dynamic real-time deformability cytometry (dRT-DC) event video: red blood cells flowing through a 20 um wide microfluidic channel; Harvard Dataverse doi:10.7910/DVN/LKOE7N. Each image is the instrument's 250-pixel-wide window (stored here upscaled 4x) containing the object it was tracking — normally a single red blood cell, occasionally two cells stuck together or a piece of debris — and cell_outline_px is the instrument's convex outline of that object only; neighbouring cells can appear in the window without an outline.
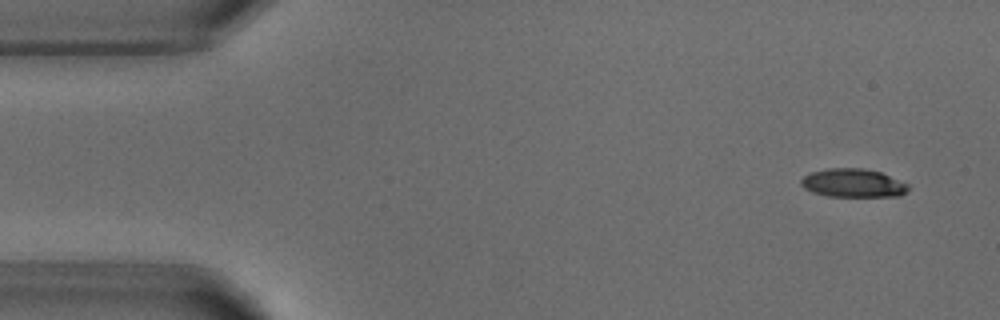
{"species": "common noctule bat (a hibernating species)", "species_latin": "Nyctalus noctula", "temperature_condition": "warm", "stored_images_in_passage": 4, "camera_frame_rate_fps": 3000, "um_per_image_px": 0.085, "animal": {"sex": "male", "body_mass_g": 18.8}, "frame": {"image": 1, "passage_image": 1, "time_ms": 0.0, "image_size_px": [1000, 320], "cell_outline_px": [[908, 188], [900, 196], [828, 196], [812, 192], [804, 188], [800, 184], [800, 180], [804, 176], [812, 172], [828, 168], [864, 168], [880, 172], [908, 184]], "centroid_in_image_um": [72.47, 15.55], "position_along_channel_um": 12.5, "area_um2": 17.63}}
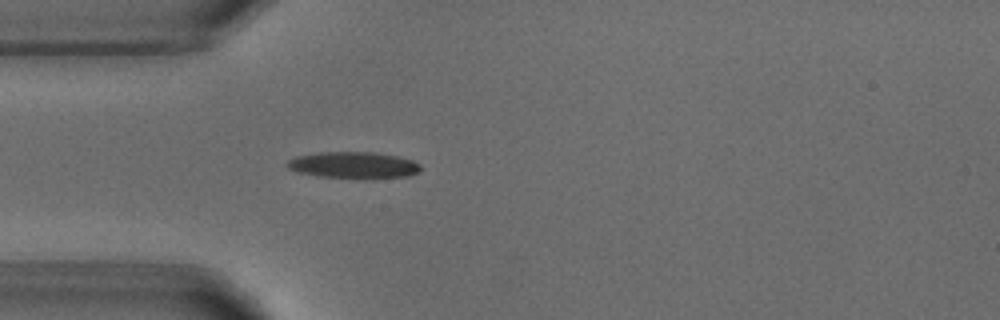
{"frame": {"image": 2, "passage_image": 4, "time_ms": 3.667, "image_size_px": [1000, 320], "cell_outline_px": [[420, 172], [408, 176], [364, 180], [316, 176], [296, 172], [288, 168], [284, 164], [288, 160], [296, 156], [320, 152], [372, 152], [396, 156], [412, 160], [420, 164]], "centroid_in_image_um": [30.03, 14.06], "position_along_channel_um": 55.0, "area_um2": 21.21}}